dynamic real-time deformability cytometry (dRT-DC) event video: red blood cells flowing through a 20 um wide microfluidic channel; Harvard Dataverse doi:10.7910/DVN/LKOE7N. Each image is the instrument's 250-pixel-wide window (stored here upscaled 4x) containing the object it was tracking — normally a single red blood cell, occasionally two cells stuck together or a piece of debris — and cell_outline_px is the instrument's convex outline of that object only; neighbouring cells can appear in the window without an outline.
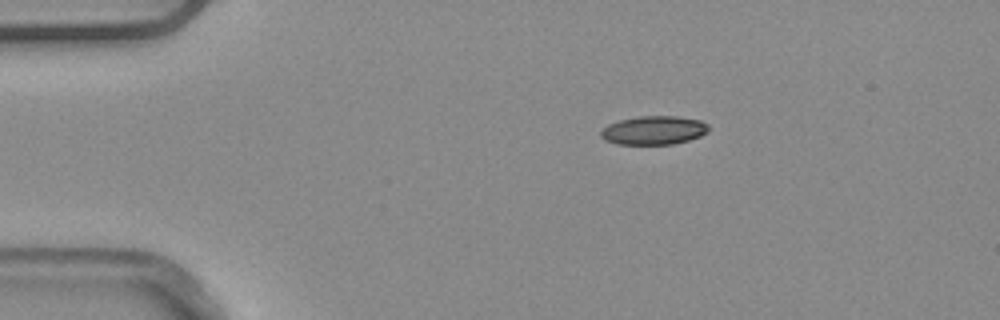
{"species": "common noctule bat (a hibernating species)", "species_latin": "Nyctalus noctula", "temperature_condition": "warm", "stored_images_in_passage": 4, "camera_frame_rate_fps": 3000, "um_per_image_px": 0.085, "animal": {"sex": "male", "body_mass_g": 20.4}, "frame": {"image": 1, "passage_image": 1, "time_ms": 0.0, "image_size_px": [1000, 320], "cell_outline_px": [[708, 132], [700, 136], [688, 140], [672, 144], [616, 144], [604, 140], [600, 136], [600, 132], [608, 124], [620, 120], [636, 116], [676, 116], [700, 120], [708, 124]], "centroid_in_image_um": [55.55, 11.07], "position_along_channel_um": 29.4, "area_um2": 18.03}}
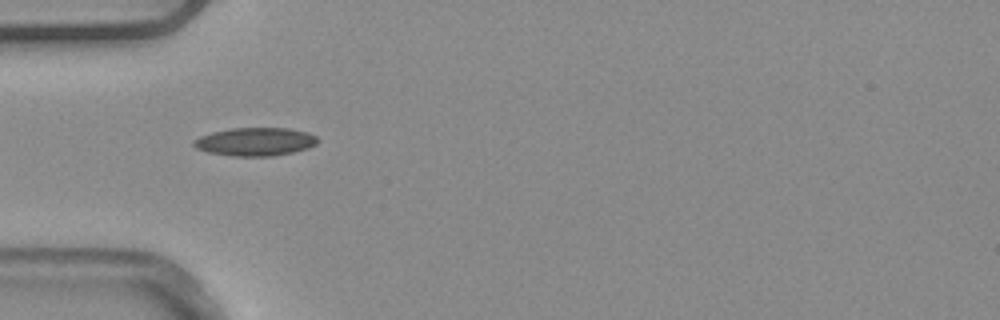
{"frame": {"image": 2, "passage_image": 3, "time_ms": 0.667, "image_size_px": [1000, 320], "cell_outline_px": [[320, 140], [316, 144], [308, 148], [292, 152], [272, 156], [232, 156], [208, 152], [196, 148], [192, 144], [192, 140], [200, 136], [212, 132], [232, 128], [288, 128], [308, 132], [316, 136]], "centroid_in_image_um": [21.7, 12.04], "position_along_channel_um": 63.3, "area_um2": 20.46}}